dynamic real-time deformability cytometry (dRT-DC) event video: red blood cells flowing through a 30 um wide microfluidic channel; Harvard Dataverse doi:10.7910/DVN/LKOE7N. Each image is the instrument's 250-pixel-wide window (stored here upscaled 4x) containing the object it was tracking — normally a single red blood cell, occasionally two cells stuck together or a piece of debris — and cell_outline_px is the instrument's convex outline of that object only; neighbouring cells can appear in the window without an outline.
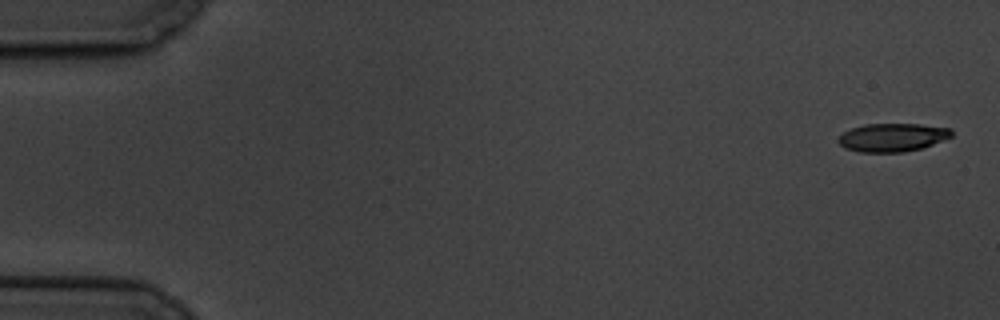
{"species": "common noctule bat (a hibernating species)", "species_latin": "Nyctalus noctula", "temperature_condition": "cold", "stored_images_in_passage": 5, "camera_frame_rate_fps": 3000, "um_per_image_px": 0.085, "animal": {"sex": "male", "body_mass_g": 19.5, "forearm_length_mm": 54.6}, "frame": {"image": 1, "passage_image": 1, "time_ms": 0.0, "image_size_px": [1000, 320], "cell_outline_px": [[952, 136], [932, 144], [920, 148], [904, 152], [860, 152], [844, 148], [836, 140], [844, 132], [852, 128], [864, 124], [920, 124], [952, 128]], "centroid_in_image_um": [75.84, 11.67], "position_along_channel_um": 9.2, "area_um2": 18.61}}
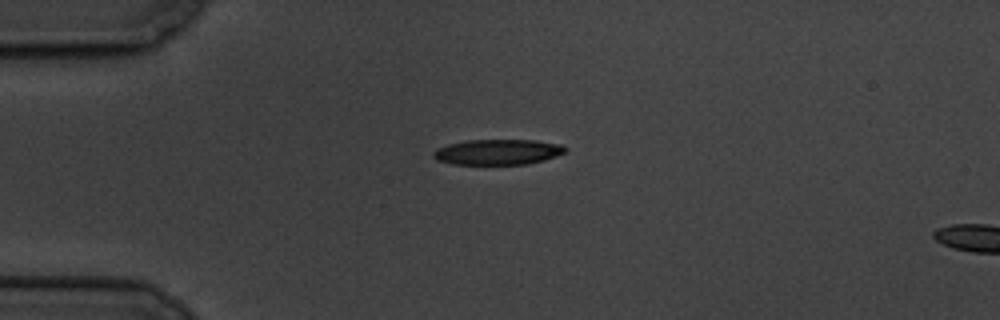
{"frame": {"image": 2, "passage_image": 4, "time_ms": 4.333, "image_size_px": [1000, 320], "cell_outline_px": [[568, 148], [564, 152], [556, 156], [544, 160], [528, 164], [452, 164], [436, 160], [432, 156], [432, 152], [448, 144], [468, 140], [536, 140], [560, 144]], "centroid_in_image_um": [42.32, 12.92], "position_along_channel_um": 42.7, "area_um2": 19.54}}